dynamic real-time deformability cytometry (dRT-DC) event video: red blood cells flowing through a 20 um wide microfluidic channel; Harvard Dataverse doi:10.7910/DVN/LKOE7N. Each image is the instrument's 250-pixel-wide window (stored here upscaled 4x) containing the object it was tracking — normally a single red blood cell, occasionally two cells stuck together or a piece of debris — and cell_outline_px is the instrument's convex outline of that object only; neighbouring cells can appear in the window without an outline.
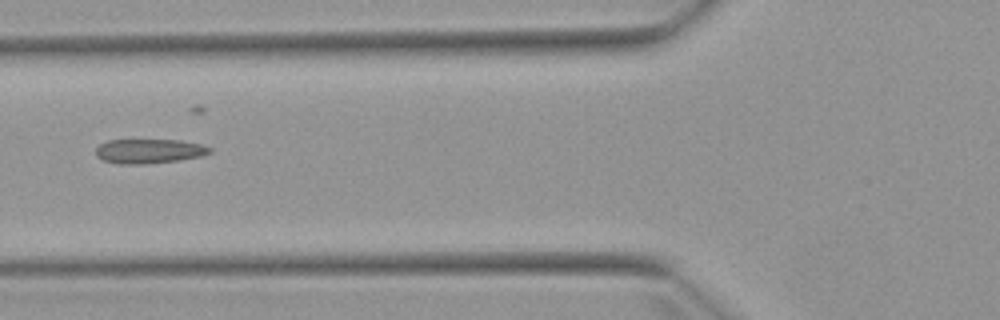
{"species": "Egyptian fruit bat (a non-hibernating species)", "species_latin": "Rousettus aegyptiacus", "temperature_condition": "warm", "stored_images_in_passage": 6, "camera_frame_rate_fps": 3000, "um_per_image_px": 0.085, "animal": {"sex": "female"}, "frame": {"image": 1, "passage_image": 6, "time_ms": 6.0, "image_size_px": [1000, 320], "cell_outline_px": [[212, 152], [200, 156], [180, 160], [144, 164], [120, 164], [104, 160], [96, 156], [96, 148], [100, 144], [108, 140], [132, 136], [180, 140], [200, 144], [212, 148]], "centroid_in_image_um": [12.63, 12.78], "position_along_channel_um": 113.2, "area_um2": 17.22}}